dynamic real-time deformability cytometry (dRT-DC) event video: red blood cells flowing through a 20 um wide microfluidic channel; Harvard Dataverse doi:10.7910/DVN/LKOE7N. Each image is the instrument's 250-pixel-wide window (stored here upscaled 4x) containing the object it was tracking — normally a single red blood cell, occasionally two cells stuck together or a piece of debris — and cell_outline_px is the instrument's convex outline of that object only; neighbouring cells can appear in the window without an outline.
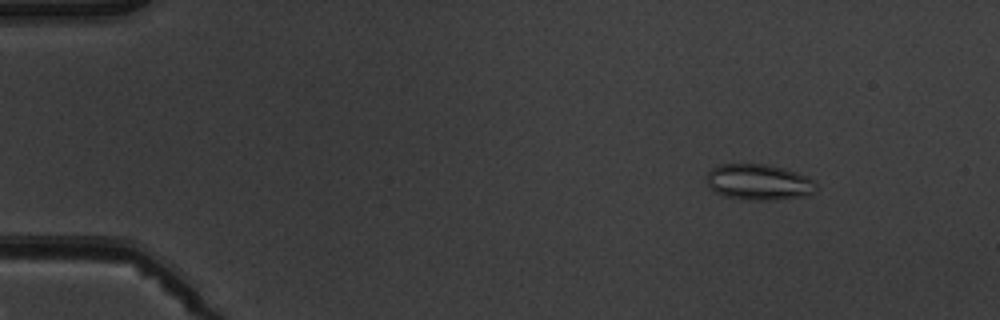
{"species": "common noctule bat (a hibernating species)", "species_latin": "Nyctalus noctula", "temperature_condition": "warm", "stored_images_in_passage": 5, "camera_frame_rate_fps": 3000, "um_per_image_px": 0.085, "animal": {"sex": "male", "body_mass_g": 19.5, "forearm_length_mm": 54.6}, "frame": {"image": 1, "passage_image": 2, "time_ms": 1.333, "image_size_px": [1000, 320], "cell_outline_px": [[816, 192], [804, 196], [768, 200], [748, 200], [720, 196], [708, 188], [708, 172], [712, 168], [720, 164], [768, 164], [784, 168], [808, 176], [816, 184]], "centroid_in_image_um": [64.48, 15.48], "position_along_channel_um": 20.5, "area_um2": 23.12}}
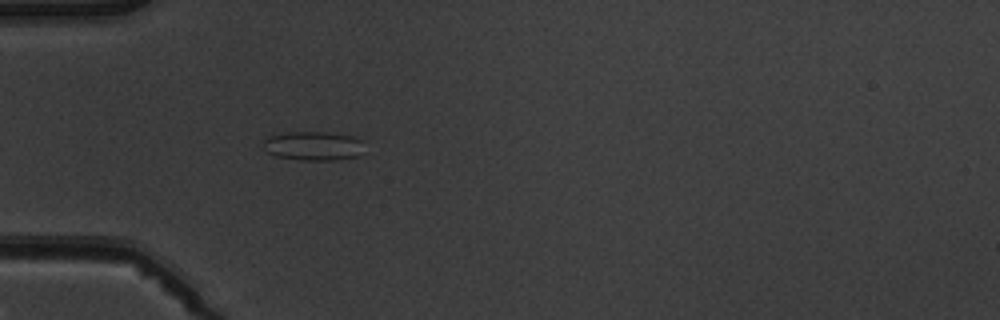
{"frame": {"image": 2, "passage_image": 5, "time_ms": 4.667, "image_size_px": [1000, 320], "cell_outline_px": [[364, 140], [356, 156], [336, 160], [300, 160], [276, 156], [268, 152], [264, 148], [264, 140], [272, 136], [288, 132], [328, 132], [352, 136]], "centroid_in_image_um": [26.63, 12.4], "position_along_channel_um": 58.4, "area_um2": 16.82}}